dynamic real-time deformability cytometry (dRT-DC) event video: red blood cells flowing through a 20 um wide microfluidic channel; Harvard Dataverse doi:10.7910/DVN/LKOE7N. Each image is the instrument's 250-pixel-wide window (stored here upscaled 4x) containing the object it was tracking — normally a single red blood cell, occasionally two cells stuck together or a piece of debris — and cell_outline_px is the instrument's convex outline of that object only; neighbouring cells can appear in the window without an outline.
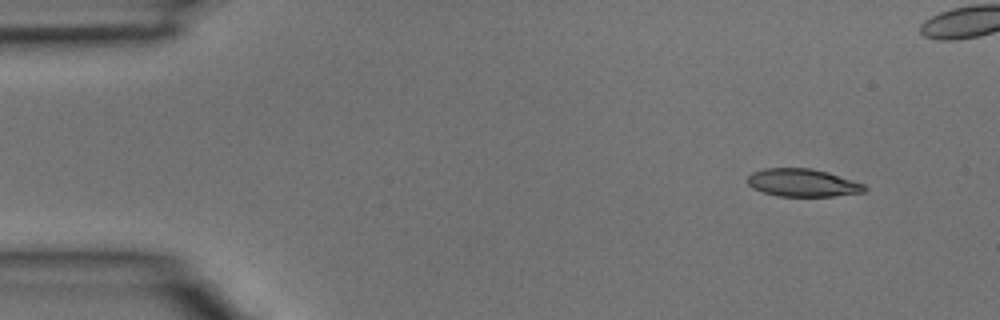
{"species": "common noctule bat (a hibernating species)", "species_latin": "Nyctalus noctula", "temperature_condition": "room temperature", "stored_images_in_passage": 4, "camera_frame_rate_fps": 3000, "um_per_image_px": 0.085, "animal": {"sex": "male", "body_mass_g": 15.6}, "frame": {"image": 1, "passage_image": 1, "time_ms": 0.0, "image_size_px": [1000, 320], "cell_outline_px": [[868, 188], [864, 192], [832, 196], [776, 196], [752, 188], [748, 184], [748, 176], [752, 172], [764, 168], [812, 168], [828, 172], [864, 184]], "centroid_in_image_um": [68.22, 15.53], "position_along_channel_um": 16.8, "area_um2": 18.96}}